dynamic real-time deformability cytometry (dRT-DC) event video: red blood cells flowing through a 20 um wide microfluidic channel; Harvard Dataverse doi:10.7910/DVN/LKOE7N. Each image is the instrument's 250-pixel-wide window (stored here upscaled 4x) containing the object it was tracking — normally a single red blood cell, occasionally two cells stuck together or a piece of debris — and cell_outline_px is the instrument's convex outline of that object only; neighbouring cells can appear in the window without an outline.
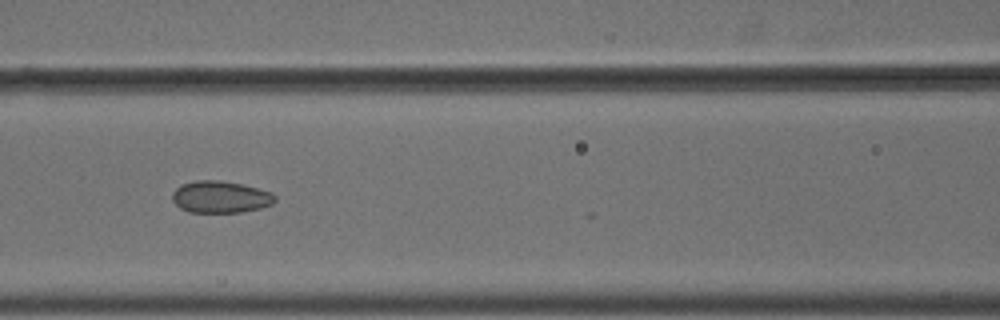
{"species": "common noctule bat (a hibernating species)", "species_latin": "Nyctalus noctula", "temperature_condition": "cold", "stored_images_in_passage": 8, "camera_frame_rate_fps": 3000, "um_per_image_px": 0.085, "animal": {"sex": "male", "body_mass_g": 18.8}, "frame": {"image": 1, "passage_image": 7, "time_ms": 2.0, "image_size_px": [1000, 320], "cell_outline_px": [[276, 200], [272, 204], [260, 208], [240, 212], [188, 212], [180, 208], [172, 200], [172, 192], [180, 184], [196, 180], [220, 180], [244, 184], [272, 192], [276, 196]], "centroid_in_image_um": [18.73, 16.73], "position_along_channel_um": 147.9, "area_um2": 19.31}}